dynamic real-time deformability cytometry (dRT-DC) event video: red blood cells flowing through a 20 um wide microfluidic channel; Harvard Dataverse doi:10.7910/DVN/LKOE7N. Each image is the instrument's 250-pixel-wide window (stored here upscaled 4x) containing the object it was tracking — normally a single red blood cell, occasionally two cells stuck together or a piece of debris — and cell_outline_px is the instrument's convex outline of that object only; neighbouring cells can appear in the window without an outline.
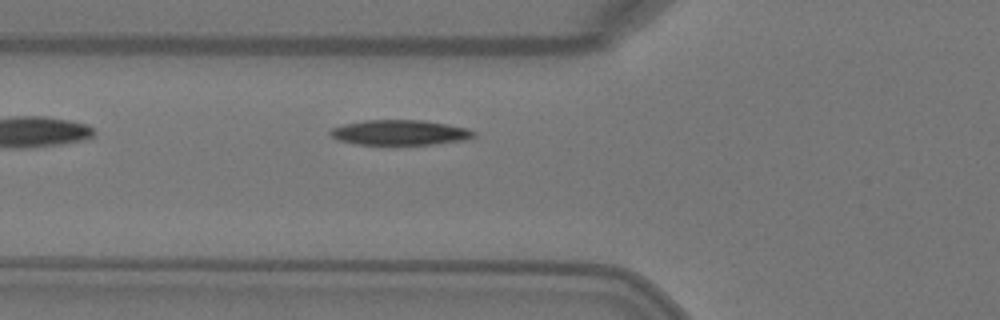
{"species": "Egyptian fruit bat (a non-hibernating species)", "species_latin": "Rousettus aegyptiacus", "temperature_condition": "warm", "stored_images_in_passage": 3, "camera_frame_rate_fps": 3000, "um_per_image_px": 0.085, "animal": {"sex": "female"}, "frame": {"image": 1, "passage_image": 3, "time_ms": 0.667, "image_size_px": [1000, 320], "cell_outline_px": [[476, 136], [464, 140], [432, 144], [356, 144], [336, 140], [328, 132], [332, 128], [344, 124], [364, 120], [424, 120], [448, 124], [468, 128], [476, 132]], "centroid_in_image_um": [33.99, 11.26], "position_along_channel_um": 91.8, "area_um2": 21.04}}